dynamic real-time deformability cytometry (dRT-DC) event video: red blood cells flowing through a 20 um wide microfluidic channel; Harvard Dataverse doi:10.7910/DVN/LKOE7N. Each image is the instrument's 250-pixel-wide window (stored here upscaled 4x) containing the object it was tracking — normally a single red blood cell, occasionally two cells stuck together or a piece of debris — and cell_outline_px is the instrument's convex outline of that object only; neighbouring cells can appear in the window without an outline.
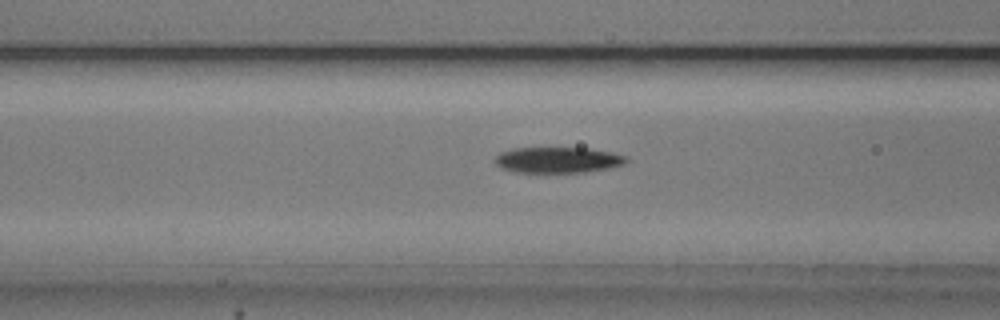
{"species": "common noctule bat (a hibernating species)", "species_latin": "Nyctalus noctula", "temperature_condition": "cold", "stored_images_in_passage": 31, "camera_frame_rate_fps": 3000, "um_per_image_px": 0.085, "animal": {"sex": "male", "body_mass_g": 20.5, "forearm_length_mm": 52.5}, "frame": {"image": 1, "passage_image": 10, "time_ms": 3.0, "image_size_px": [1000, 320], "cell_outline_px": [[628, 160], [624, 164], [608, 168], [584, 172], [516, 172], [500, 168], [496, 164], [496, 156], [500, 152], [512, 148], [588, 148], [612, 152], [628, 156]], "centroid_in_image_um": [47.43, 13.59], "position_along_channel_um": 119.2, "area_um2": 19.77}}
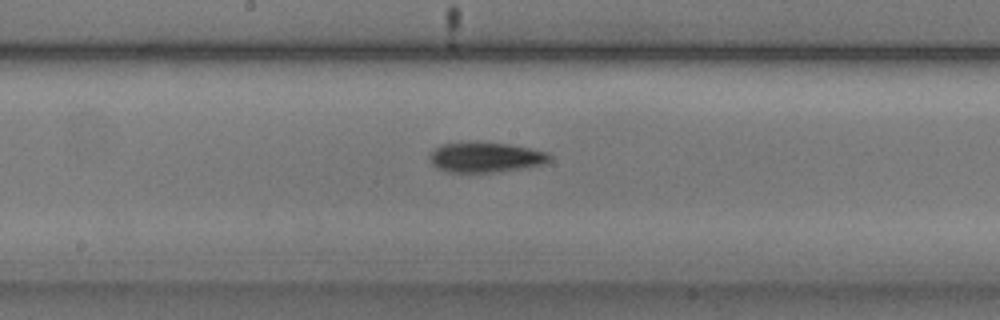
{"frame": {"image": 2, "passage_image": 17, "time_ms": 5.333, "image_size_px": [1000, 320], "cell_outline_px": [[552, 160], [544, 164], [496, 172], [448, 172], [436, 168], [432, 164], [432, 152], [440, 144], [468, 140], [476, 140], [508, 144], [548, 152], [552, 156]], "centroid_in_image_um": [41.28, 13.34], "position_along_channel_um": 206.9, "area_um2": 21.39}}
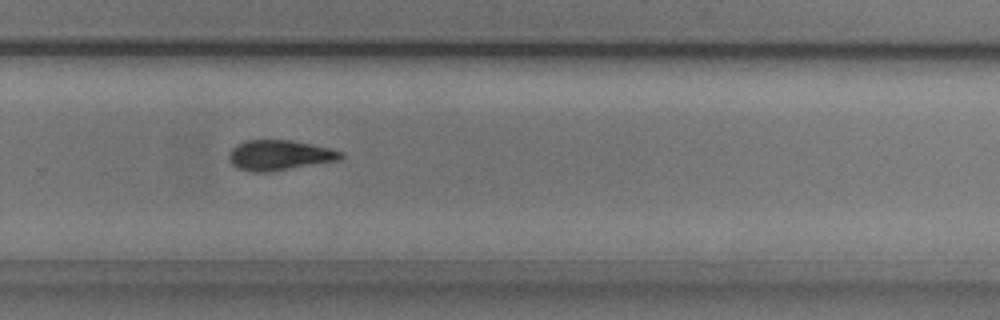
{"frame": {"image": 3, "passage_image": 25, "time_ms": 8.0, "image_size_px": [1000, 320], "cell_outline_px": [[344, 156], [340, 160], [268, 172], [252, 172], [236, 168], [232, 164], [228, 156], [228, 152], [236, 144], [248, 140], [288, 140], [312, 144], [344, 152]], "centroid_in_image_um": [23.74, 13.19], "position_along_channel_um": 306.1, "area_um2": 19.71}}